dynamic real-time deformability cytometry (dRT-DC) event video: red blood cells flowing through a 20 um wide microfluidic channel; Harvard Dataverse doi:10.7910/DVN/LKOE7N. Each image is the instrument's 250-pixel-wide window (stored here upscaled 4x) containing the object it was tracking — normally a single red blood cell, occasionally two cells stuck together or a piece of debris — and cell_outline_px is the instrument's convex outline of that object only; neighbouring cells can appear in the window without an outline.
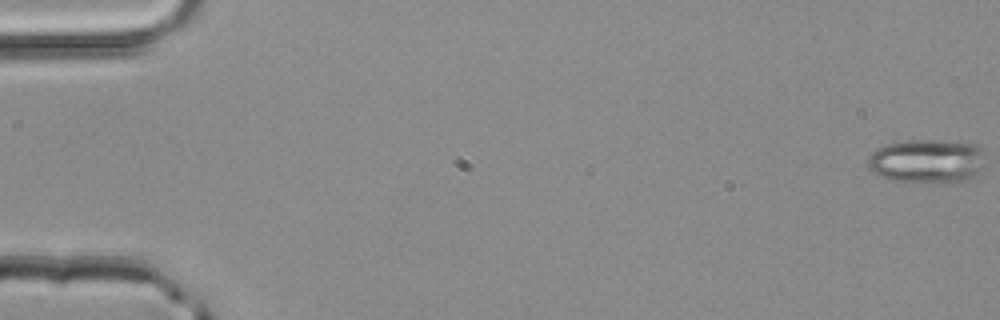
{"species": "common noctule bat (a hibernating species)", "species_latin": "Nyctalus noctula", "temperature_condition": "room temperature", "stored_images_in_passage": 4, "camera_frame_rate_fps": 3000, "um_per_image_px": 0.085, "animal": {"sex": "male", "body_mass_g": 20.4}, "frame": {"image": 1, "passage_image": 1, "time_ms": 0.0, "image_size_px": [1000, 320], "cell_outline_px": [[984, 148], [976, 172], [964, 180], [892, 180], [880, 176], [868, 168], [868, 160], [872, 152], [876, 148], [884, 144], [908, 140], [924, 140], [972, 144]], "centroid_in_image_um": [78.67, 13.64], "position_along_channel_um": 6.3, "area_um2": 28.5}}